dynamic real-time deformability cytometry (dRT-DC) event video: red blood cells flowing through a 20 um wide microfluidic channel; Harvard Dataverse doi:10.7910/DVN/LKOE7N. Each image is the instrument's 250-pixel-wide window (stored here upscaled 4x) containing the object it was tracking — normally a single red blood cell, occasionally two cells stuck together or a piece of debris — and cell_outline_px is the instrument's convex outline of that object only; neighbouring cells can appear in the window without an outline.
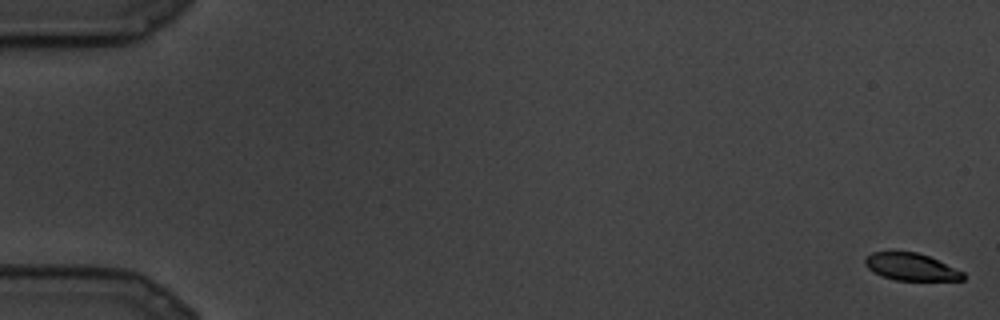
{"species": "common noctule bat (a hibernating species)", "species_latin": "Nyctalus noctula", "temperature_condition": "cold", "stored_images_in_passage": 3, "camera_frame_rate_fps": 3000, "um_per_image_px": 0.085, "animal": {"sex": "male", "body_mass_g": 19.5, "forearm_length_mm": 54.6}, "frame": {"image": 1, "passage_image": 1, "time_ms": 0.0, "image_size_px": [1000, 320], "cell_outline_px": [[964, 280], [896, 280], [880, 276], [868, 268], [864, 264], [864, 256], [872, 252], [916, 252], [928, 256], [964, 272]], "centroid_in_image_um": [77.39, 22.68], "position_along_channel_um": 7.6, "area_um2": 15.49}}